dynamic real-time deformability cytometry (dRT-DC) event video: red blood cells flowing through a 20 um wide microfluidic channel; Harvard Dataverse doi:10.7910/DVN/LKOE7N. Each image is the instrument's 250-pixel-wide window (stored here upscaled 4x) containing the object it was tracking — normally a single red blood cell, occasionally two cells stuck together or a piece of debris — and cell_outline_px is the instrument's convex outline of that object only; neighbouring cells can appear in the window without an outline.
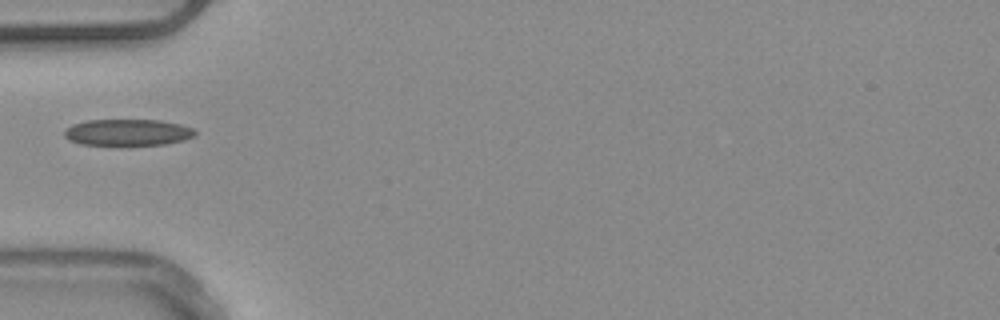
{"species": "common noctule bat (a hibernating species)", "species_latin": "Nyctalus noctula", "temperature_condition": "warm", "stored_images_in_passage": 29, "camera_frame_rate_fps": 3000, "um_per_image_px": 0.085, "animal": {"sex": "male", "body_mass_g": 20.4}, "frame": {"image": 1, "passage_image": 1, "time_ms": 0.0, "image_size_px": [1000, 320], "cell_outline_px": [[196, 136], [184, 140], [164, 144], [120, 148], [80, 144], [68, 140], [64, 136], [64, 132], [72, 124], [88, 120], [160, 120], [180, 124], [192, 128], [196, 132]], "centroid_in_image_um": [10.83, 11.3], "position_along_channel_um": 74.2, "area_um2": 21.15}}